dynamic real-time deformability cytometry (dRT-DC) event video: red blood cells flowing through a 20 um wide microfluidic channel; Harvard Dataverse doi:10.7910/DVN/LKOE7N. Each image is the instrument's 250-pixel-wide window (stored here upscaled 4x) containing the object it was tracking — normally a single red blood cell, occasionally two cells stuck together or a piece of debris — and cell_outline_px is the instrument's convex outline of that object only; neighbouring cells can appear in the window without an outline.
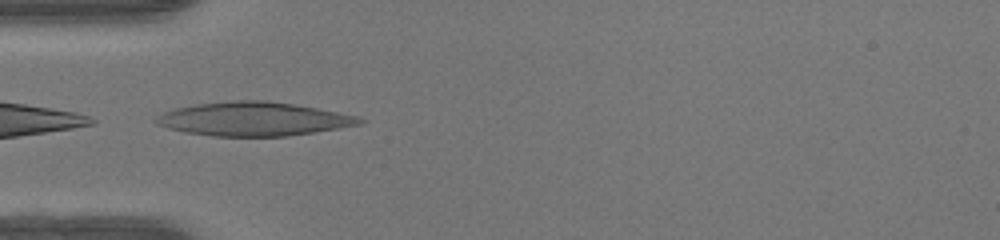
{"species": "human", "species_latin": "Homo sapiens", "temperature_condition": "warm", "stored_images_in_passage": 34, "camera_frame_rate_fps": 3000, "um_per_image_px": 0.085, "donor": {"sex": "female"}, "frame": {"image": 1, "passage_image": 1, "time_ms": 0.0, "image_size_px": [1000, 240], "cell_outline_px": [[368, 120], [360, 124], [288, 136], [212, 136], [184, 132], [168, 128], [156, 124], [156, 116], [164, 112], [176, 108], [196, 104], [232, 100], [264, 100], [292, 104], [316, 108], [356, 116]], "centroid_in_image_um": [21.51, 10.11], "position_along_channel_um": 63.5, "area_um2": 39.71}}
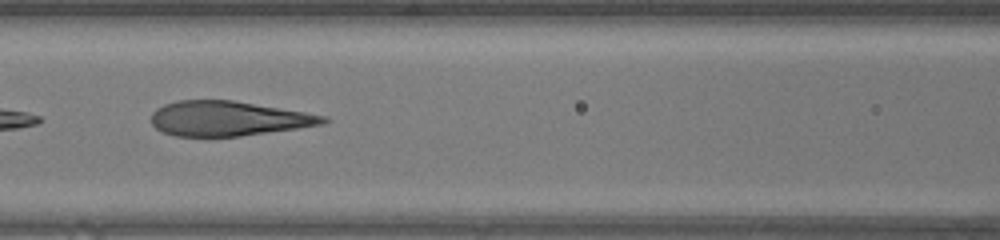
{"frame": {"image": 2, "passage_image": 7, "time_ms": 2.0, "image_size_px": [1000, 240], "cell_outline_px": [[332, 120], [324, 124], [240, 136], [176, 136], [164, 132], [156, 128], [152, 124], [152, 112], [156, 108], [164, 104], [180, 100], [232, 100], [328, 116]], "centroid_in_image_um": [19.41, 10.07], "position_along_channel_um": 147.2, "area_um2": 34.62}}
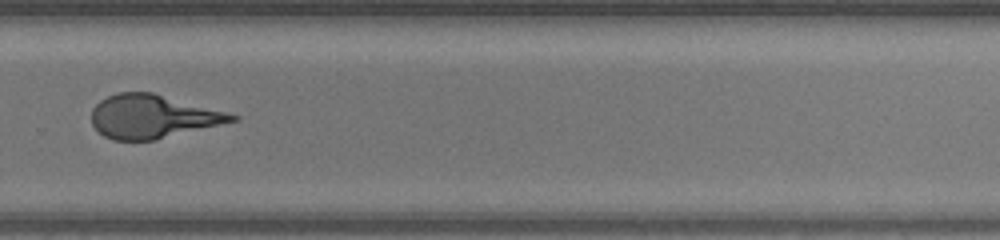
{"frame": {"image": 3, "passage_image": 19, "time_ms": 6.0, "image_size_px": [1000, 240], "cell_outline_px": [[240, 116], [236, 120], [156, 140], [112, 140], [104, 136], [92, 124], [92, 108], [100, 100], [116, 92], [152, 92], [228, 112]], "centroid_in_image_um": [12.95, 9.9], "position_along_channel_um": 316.9, "area_um2": 35.37}, "authors_computed_cell_mechanics": {"area_um2": 36.3562, "velocity_mm_per_s": 4.2511, "shape_relaxation_time_tau1_ms": 7.6225, "shape_relaxation_time_tau2_ms": 0.7524, "deformation_change_tau1": 0.3233, "deformation_change_tau2": 0.0976}}